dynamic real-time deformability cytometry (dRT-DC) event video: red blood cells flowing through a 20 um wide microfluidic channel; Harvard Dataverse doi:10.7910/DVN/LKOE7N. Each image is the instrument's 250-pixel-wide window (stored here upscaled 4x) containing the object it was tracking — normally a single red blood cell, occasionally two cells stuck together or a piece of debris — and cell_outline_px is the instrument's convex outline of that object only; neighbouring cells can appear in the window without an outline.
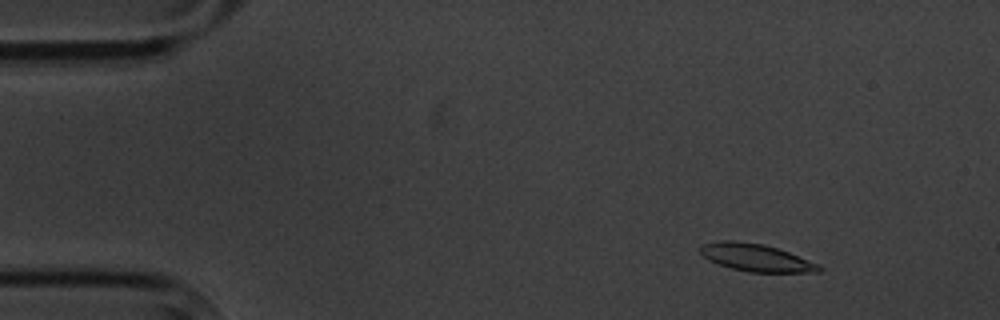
{"species": "common noctule bat (a hibernating species)", "species_latin": "Nyctalus noctula", "temperature_condition": "cold", "stored_images_in_passage": 5, "camera_frame_rate_fps": 3000, "um_per_image_px": 0.085, "animal": {"sex": "male", "body_mass_g": 20.1, "forearm_length_mm": 53.5}, "frame": {"image": 1, "passage_image": 2, "time_ms": 1.333, "image_size_px": [1000, 320], "cell_outline_px": [[824, 268], [820, 272], [748, 272], [732, 268], [708, 260], [700, 252], [700, 244], [720, 240], [736, 240], [764, 244], [788, 252], [816, 264]], "centroid_in_image_um": [64.21, 21.88], "position_along_channel_um": 20.8, "area_um2": 18.84}}
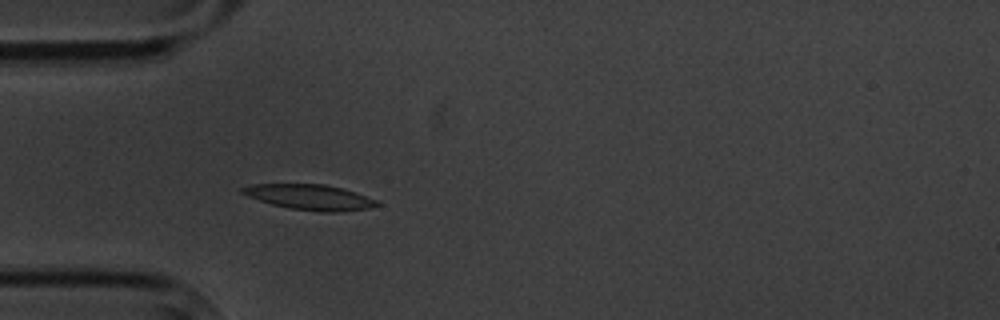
{"frame": {"image": 2, "passage_image": 5, "time_ms": 4.667, "image_size_px": [1000, 320], "cell_outline_px": [[380, 204], [368, 208], [336, 212], [320, 212], [288, 208], [272, 204], [248, 196], [240, 192], [240, 188], [252, 184], [324, 184], [344, 188], [376, 200]], "centroid_in_image_um": [26.32, 16.75], "position_along_channel_um": 58.7, "area_um2": 19.77}}